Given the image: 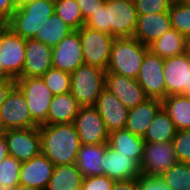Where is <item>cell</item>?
<instances>
[{"instance_id": "obj_1", "label": "cell", "mask_w": 190, "mask_h": 190, "mask_svg": "<svg viewBox=\"0 0 190 190\" xmlns=\"http://www.w3.org/2000/svg\"><path fill=\"white\" fill-rule=\"evenodd\" d=\"M138 13L134 0H106L84 26L111 34L115 38L133 37Z\"/></svg>"}, {"instance_id": "obj_2", "label": "cell", "mask_w": 190, "mask_h": 190, "mask_svg": "<svg viewBox=\"0 0 190 190\" xmlns=\"http://www.w3.org/2000/svg\"><path fill=\"white\" fill-rule=\"evenodd\" d=\"M41 153L54 165L74 164L81 147L72 123L39 126Z\"/></svg>"}, {"instance_id": "obj_3", "label": "cell", "mask_w": 190, "mask_h": 190, "mask_svg": "<svg viewBox=\"0 0 190 190\" xmlns=\"http://www.w3.org/2000/svg\"><path fill=\"white\" fill-rule=\"evenodd\" d=\"M148 46L134 37L115 38L106 72L136 79Z\"/></svg>"}, {"instance_id": "obj_4", "label": "cell", "mask_w": 190, "mask_h": 190, "mask_svg": "<svg viewBox=\"0 0 190 190\" xmlns=\"http://www.w3.org/2000/svg\"><path fill=\"white\" fill-rule=\"evenodd\" d=\"M53 13L54 0H34L17 7L5 25L22 38L33 39Z\"/></svg>"}, {"instance_id": "obj_5", "label": "cell", "mask_w": 190, "mask_h": 190, "mask_svg": "<svg viewBox=\"0 0 190 190\" xmlns=\"http://www.w3.org/2000/svg\"><path fill=\"white\" fill-rule=\"evenodd\" d=\"M106 71L91 65H81L71 73L70 93L80 106H94L104 89Z\"/></svg>"}, {"instance_id": "obj_6", "label": "cell", "mask_w": 190, "mask_h": 190, "mask_svg": "<svg viewBox=\"0 0 190 190\" xmlns=\"http://www.w3.org/2000/svg\"><path fill=\"white\" fill-rule=\"evenodd\" d=\"M15 81L25 96L32 120L38 126L46 125L49 106L54 96L48 86L41 77H20Z\"/></svg>"}, {"instance_id": "obj_7", "label": "cell", "mask_w": 190, "mask_h": 190, "mask_svg": "<svg viewBox=\"0 0 190 190\" xmlns=\"http://www.w3.org/2000/svg\"><path fill=\"white\" fill-rule=\"evenodd\" d=\"M77 31L81 39L84 64L96 66L106 71L115 37L86 26H82Z\"/></svg>"}, {"instance_id": "obj_8", "label": "cell", "mask_w": 190, "mask_h": 190, "mask_svg": "<svg viewBox=\"0 0 190 190\" xmlns=\"http://www.w3.org/2000/svg\"><path fill=\"white\" fill-rule=\"evenodd\" d=\"M39 127L31 118L24 94L15 86L0 107L1 132Z\"/></svg>"}, {"instance_id": "obj_9", "label": "cell", "mask_w": 190, "mask_h": 190, "mask_svg": "<svg viewBox=\"0 0 190 190\" xmlns=\"http://www.w3.org/2000/svg\"><path fill=\"white\" fill-rule=\"evenodd\" d=\"M177 162L172 141L145 142L143 157L140 162L141 174L160 177Z\"/></svg>"}, {"instance_id": "obj_10", "label": "cell", "mask_w": 190, "mask_h": 190, "mask_svg": "<svg viewBox=\"0 0 190 190\" xmlns=\"http://www.w3.org/2000/svg\"><path fill=\"white\" fill-rule=\"evenodd\" d=\"M163 68L164 59L148 50L143 57L139 74L136 78L148 98L163 100L166 97Z\"/></svg>"}, {"instance_id": "obj_11", "label": "cell", "mask_w": 190, "mask_h": 190, "mask_svg": "<svg viewBox=\"0 0 190 190\" xmlns=\"http://www.w3.org/2000/svg\"><path fill=\"white\" fill-rule=\"evenodd\" d=\"M7 142L8 154L25 162L41 153L39 127L9 129L2 132Z\"/></svg>"}, {"instance_id": "obj_12", "label": "cell", "mask_w": 190, "mask_h": 190, "mask_svg": "<svg viewBox=\"0 0 190 190\" xmlns=\"http://www.w3.org/2000/svg\"><path fill=\"white\" fill-rule=\"evenodd\" d=\"M26 39L4 25L0 29L1 66L16 80L22 77Z\"/></svg>"}, {"instance_id": "obj_13", "label": "cell", "mask_w": 190, "mask_h": 190, "mask_svg": "<svg viewBox=\"0 0 190 190\" xmlns=\"http://www.w3.org/2000/svg\"><path fill=\"white\" fill-rule=\"evenodd\" d=\"M73 124L81 145L108 143L109 132L94 106H80Z\"/></svg>"}, {"instance_id": "obj_14", "label": "cell", "mask_w": 190, "mask_h": 190, "mask_svg": "<svg viewBox=\"0 0 190 190\" xmlns=\"http://www.w3.org/2000/svg\"><path fill=\"white\" fill-rule=\"evenodd\" d=\"M166 97L175 94H190V55L186 52L164 59Z\"/></svg>"}, {"instance_id": "obj_15", "label": "cell", "mask_w": 190, "mask_h": 190, "mask_svg": "<svg viewBox=\"0 0 190 190\" xmlns=\"http://www.w3.org/2000/svg\"><path fill=\"white\" fill-rule=\"evenodd\" d=\"M83 64L84 61L79 32L73 30L52 48V67L72 73Z\"/></svg>"}, {"instance_id": "obj_16", "label": "cell", "mask_w": 190, "mask_h": 190, "mask_svg": "<svg viewBox=\"0 0 190 190\" xmlns=\"http://www.w3.org/2000/svg\"><path fill=\"white\" fill-rule=\"evenodd\" d=\"M104 88L113 93L128 109L139 105L148 98L136 79L112 72L105 73Z\"/></svg>"}, {"instance_id": "obj_17", "label": "cell", "mask_w": 190, "mask_h": 190, "mask_svg": "<svg viewBox=\"0 0 190 190\" xmlns=\"http://www.w3.org/2000/svg\"><path fill=\"white\" fill-rule=\"evenodd\" d=\"M101 163L104 175L114 181L129 180L141 176L140 164L130 155L118 153L108 143Z\"/></svg>"}, {"instance_id": "obj_18", "label": "cell", "mask_w": 190, "mask_h": 190, "mask_svg": "<svg viewBox=\"0 0 190 190\" xmlns=\"http://www.w3.org/2000/svg\"><path fill=\"white\" fill-rule=\"evenodd\" d=\"M54 164L42 153L21 163L19 184L46 190Z\"/></svg>"}, {"instance_id": "obj_19", "label": "cell", "mask_w": 190, "mask_h": 190, "mask_svg": "<svg viewBox=\"0 0 190 190\" xmlns=\"http://www.w3.org/2000/svg\"><path fill=\"white\" fill-rule=\"evenodd\" d=\"M94 107L101 115L109 133L125 129L129 109L113 93L104 88Z\"/></svg>"}, {"instance_id": "obj_20", "label": "cell", "mask_w": 190, "mask_h": 190, "mask_svg": "<svg viewBox=\"0 0 190 190\" xmlns=\"http://www.w3.org/2000/svg\"><path fill=\"white\" fill-rule=\"evenodd\" d=\"M52 68V47L35 39H26L22 77H41Z\"/></svg>"}, {"instance_id": "obj_21", "label": "cell", "mask_w": 190, "mask_h": 190, "mask_svg": "<svg viewBox=\"0 0 190 190\" xmlns=\"http://www.w3.org/2000/svg\"><path fill=\"white\" fill-rule=\"evenodd\" d=\"M170 29H172V26L168 12L138 14L133 37L143 45L148 46Z\"/></svg>"}, {"instance_id": "obj_22", "label": "cell", "mask_w": 190, "mask_h": 190, "mask_svg": "<svg viewBox=\"0 0 190 190\" xmlns=\"http://www.w3.org/2000/svg\"><path fill=\"white\" fill-rule=\"evenodd\" d=\"M161 108L162 100L147 98L144 102L128 110L125 129L143 138L147 128Z\"/></svg>"}, {"instance_id": "obj_23", "label": "cell", "mask_w": 190, "mask_h": 190, "mask_svg": "<svg viewBox=\"0 0 190 190\" xmlns=\"http://www.w3.org/2000/svg\"><path fill=\"white\" fill-rule=\"evenodd\" d=\"M107 143L81 145L75 164L83 177L104 175L102 159Z\"/></svg>"}, {"instance_id": "obj_24", "label": "cell", "mask_w": 190, "mask_h": 190, "mask_svg": "<svg viewBox=\"0 0 190 190\" xmlns=\"http://www.w3.org/2000/svg\"><path fill=\"white\" fill-rule=\"evenodd\" d=\"M80 105L70 92L53 96L46 125L72 123Z\"/></svg>"}, {"instance_id": "obj_25", "label": "cell", "mask_w": 190, "mask_h": 190, "mask_svg": "<svg viewBox=\"0 0 190 190\" xmlns=\"http://www.w3.org/2000/svg\"><path fill=\"white\" fill-rule=\"evenodd\" d=\"M108 145L118 153L130 155L139 164L143 157L145 141L127 129L115 130L109 133Z\"/></svg>"}, {"instance_id": "obj_26", "label": "cell", "mask_w": 190, "mask_h": 190, "mask_svg": "<svg viewBox=\"0 0 190 190\" xmlns=\"http://www.w3.org/2000/svg\"><path fill=\"white\" fill-rule=\"evenodd\" d=\"M83 179L75 163L55 165L46 190H81Z\"/></svg>"}, {"instance_id": "obj_27", "label": "cell", "mask_w": 190, "mask_h": 190, "mask_svg": "<svg viewBox=\"0 0 190 190\" xmlns=\"http://www.w3.org/2000/svg\"><path fill=\"white\" fill-rule=\"evenodd\" d=\"M162 107L174 122L177 131L190 129V100L186 95H168L162 100Z\"/></svg>"}, {"instance_id": "obj_28", "label": "cell", "mask_w": 190, "mask_h": 190, "mask_svg": "<svg viewBox=\"0 0 190 190\" xmlns=\"http://www.w3.org/2000/svg\"><path fill=\"white\" fill-rule=\"evenodd\" d=\"M72 31L73 29L58 14L53 13L51 17L47 18L33 39L53 48Z\"/></svg>"}, {"instance_id": "obj_29", "label": "cell", "mask_w": 190, "mask_h": 190, "mask_svg": "<svg viewBox=\"0 0 190 190\" xmlns=\"http://www.w3.org/2000/svg\"><path fill=\"white\" fill-rule=\"evenodd\" d=\"M148 50L163 59L181 55L185 53V37L172 28L149 44Z\"/></svg>"}, {"instance_id": "obj_30", "label": "cell", "mask_w": 190, "mask_h": 190, "mask_svg": "<svg viewBox=\"0 0 190 190\" xmlns=\"http://www.w3.org/2000/svg\"><path fill=\"white\" fill-rule=\"evenodd\" d=\"M176 132L174 122L162 107L147 128L143 140L157 143L173 141Z\"/></svg>"}, {"instance_id": "obj_31", "label": "cell", "mask_w": 190, "mask_h": 190, "mask_svg": "<svg viewBox=\"0 0 190 190\" xmlns=\"http://www.w3.org/2000/svg\"><path fill=\"white\" fill-rule=\"evenodd\" d=\"M160 179L171 190H190V163L177 162Z\"/></svg>"}, {"instance_id": "obj_32", "label": "cell", "mask_w": 190, "mask_h": 190, "mask_svg": "<svg viewBox=\"0 0 190 190\" xmlns=\"http://www.w3.org/2000/svg\"><path fill=\"white\" fill-rule=\"evenodd\" d=\"M54 13L73 30H79L85 24L76 0H54Z\"/></svg>"}, {"instance_id": "obj_33", "label": "cell", "mask_w": 190, "mask_h": 190, "mask_svg": "<svg viewBox=\"0 0 190 190\" xmlns=\"http://www.w3.org/2000/svg\"><path fill=\"white\" fill-rule=\"evenodd\" d=\"M171 26L184 37L190 34V5L185 1L173 2L168 11Z\"/></svg>"}, {"instance_id": "obj_34", "label": "cell", "mask_w": 190, "mask_h": 190, "mask_svg": "<svg viewBox=\"0 0 190 190\" xmlns=\"http://www.w3.org/2000/svg\"><path fill=\"white\" fill-rule=\"evenodd\" d=\"M41 78L54 96L70 92L71 73L69 72L52 67Z\"/></svg>"}, {"instance_id": "obj_35", "label": "cell", "mask_w": 190, "mask_h": 190, "mask_svg": "<svg viewBox=\"0 0 190 190\" xmlns=\"http://www.w3.org/2000/svg\"><path fill=\"white\" fill-rule=\"evenodd\" d=\"M21 162L8 156L0 163V188L9 190L19 184Z\"/></svg>"}, {"instance_id": "obj_36", "label": "cell", "mask_w": 190, "mask_h": 190, "mask_svg": "<svg viewBox=\"0 0 190 190\" xmlns=\"http://www.w3.org/2000/svg\"><path fill=\"white\" fill-rule=\"evenodd\" d=\"M172 142L178 162L190 163V129L178 130Z\"/></svg>"}, {"instance_id": "obj_37", "label": "cell", "mask_w": 190, "mask_h": 190, "mask_svg": "<svg viewBox=\"0 0 190 190\" xmlns=\"http://www.w3.org/2000/svg\"><path fill=\"white\" fill-rule=\"evenodd\" d=\"M138 14L168 12L172 0H134Z\"/></svg>"}, {"instance_id": "obj_38", "label": "cell", "mask_w": 190, "mask_h": 190, "mask_svg": "<svg viewBox=\"0 0 190 190\" xmlns=\"http://www.w3.org/2000/svg\"><path fill=\"white\" fill-rule=\"evenodd\" d=\"M114 183L105 175L84 177L81 190H112Z\"/></svg>"}, {"instance_id": "obj_39", "label": "cell", "mask_w": 190, "mask_h": 190, "mask_svg": "<svg viewBox=\"0 0 190 190\" xmlns=\"http://www.w3.org/2000/svg\"><path fill=\"white\" fill-rule=\"evenodd\" d=\"M138 189L139 190H171L160 177L145 176L138 177Z\"/></svg>"}, {"instance_id": "obj_40", "label": "cell", "mask_w": 190, "mask_h": 190, "mask_svg": "<svg viewBox=\"0 0 190 190\" xmlns=\"http://www.w3.org/2000/svg\"><path fill=\"white\" fill-rule=\"evenodd\" d=\"M106 0H76L79 5L84 22L91 17Z\"/></svg>"}, {"instance_id": "obj_41", "label": "cell", "mask_w": 190, "mask_h": 190, "mask_svg": "<svg viewBox=\"0 0 190 190\" xmlns=\"http://www.w3.org/2000/svg\"><path fill=\"white\" fill-rule=\"evenodd\" d=\"M16 9L15 0H0V20L6 24Z\"/></svg>"}, {"instance_id": "obj_42", "label": "cell", "mask_w": 190, "mask_h": 190, "mask_svg": "<svg viewBox=\"0 0 190 190\" xmlns=\"http://www.w3.org/2000/svg\"><path fill=\"white\" fill-rule=\"evenodd\" d=\"M15 86V79H0V107Z\"/></svg>"}, {"instance_id": "obj_43", "label": "cell", "mask_w": 190, "mask_h": 190, "mask_svg": "<svg viewBox=\"0 0 190 190\" xmlns=\"http://www.w3.org/2000/svg\"><path fill=\"white\" fill-rule=\"evenodd\" d=\"M112 190H139L138 178L115 181Z\"/></svg>"}, {"instance_id": "obj_44", "label": "cell", "mask_w": 190, "mask_h": 190, "mask_svg": "<svg viewBox=\"0 0 190 190\" xmlns=\"http://www.w3.org/2000/svg\"><path fill=\"white\" fill-rule=\"evenodd\" d=\"M8 148H7V142L4 137V134L0 132V163L3 159L8 157Z\"/></svg>"}, {"instance_id": "obj_45", "label": "cell", "mask_w": 190, "mask_h": 190, "mask_svg": "<svg viewBox=\"0 0 190 190\" xmlns=\"http://www.w3.org/2000/svg\"><path fill=\"white\" fill-rule=\"evenodd\" d=\"M0 79H14L6 70L1 66V53H0Z\"/></svg>"}, {"instance_id": "obj_46", "label": "cell", "mask_w": 190, "mask_h": 190, "mask_svg": "<svg viewBox=\"0 0 190 190\" xmlns=\"http://www.w3.org/2000/svg\"><path fill=\"white\" fill-rule=\"evenodd\" d=\"M9 190H39V189L18 184L17 186H15L14 188L9 189Z\"/></svg>"}, {"instance_id": "obj_47", "label": "cell", "mask_w": 190, "mask_h": 190, "mask_svg": "<svg viewBox=\"0 0 190 190\" xmlns=\"http://www.w3.org/2000/svg\"><path fill=\"white\" fill-rule=\"evenodd\" d=\"M185 52L190 55V34L185 37Z\"/></svg>"}, {"instance_id": "obj_48", "label": "cell", "mask_w": 190, "mask_h": 190, "mask_svg": "<svg viewBox=\"0 0 190 190\" xmlns=\"http://www.w3.org/2000/svg\"><path fill=\"white\" fill-rule=\"evenodd\" d=\"M33 1L34 0H15V3L17 5V7H19V6H22L24 4L31 3Z\"/></svg>"}, {"instance_id": "obj_49", "label": "cell", "mask_w": 190, "mask_h": 190, "mask_svg": "<svg viewBox=\"0 0 190 190\" xmlns=\"http://www.w3.org/2000/svg\"><path fill=\"white\" fill-rule=\"evenodd\" d=\"M5 24L0 20V29L4 26Z\"/></svg>"}, {"instance_id": "obj_50", "label": "cell", "mask_w": 190, "mask_h": 190, "mask_svg": "<svg viewBox=\"0 0 190 190\" xmlns=\"http://www.w3.org/2000/svg\"><path fill=\"white\" fill-rule=\"evenodd\" d=\"M185 2L190 5V0H185Z\"/></svg>"}, {"instance_id": "obj_51", "label": "cell", "mask_w": 190, "mask_h": 190, "mask_svg": "<svg viewBox=\"0 0 190 190\" xmlns=\"http://www.w3.org/2000/svg\"><path fill=\"white\" fill-rule=\"evenodd\" d=\"M173 2H177V1H185V0H172Z\"/></svg>"}]
</instances>
